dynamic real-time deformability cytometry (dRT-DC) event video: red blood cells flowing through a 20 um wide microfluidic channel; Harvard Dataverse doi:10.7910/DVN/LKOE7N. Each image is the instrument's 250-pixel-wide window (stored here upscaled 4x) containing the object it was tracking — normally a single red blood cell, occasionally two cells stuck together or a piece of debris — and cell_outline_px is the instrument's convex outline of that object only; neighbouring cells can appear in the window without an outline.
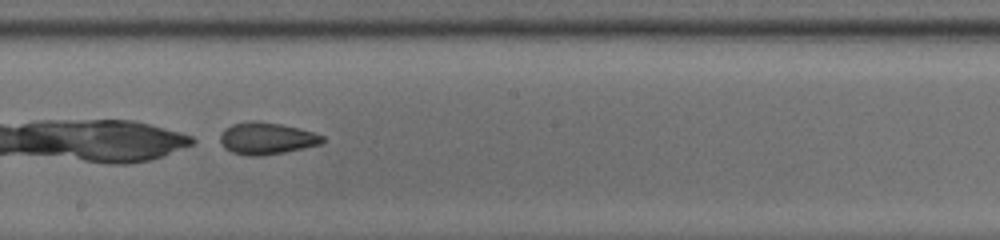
{"species": "common noctule bat (a hibernating species)", "species_latin": "Nyctalus noctula", "temperature_condition": "room temperature", "stored_images_in_passage": 34, "camera_frame_rate_fps": 3000, "um_per_image_px": 0.085, "animal": {"sex": "male", "body_mass_g": 13.0, "forearm_length_mm": 53.1}, "frame": {"image": 1, "passage_image": 15, "time_ms": 4.667, "image_size_px": [1000, 240], "cell_outline_px": [[324, 140], [320, 144], [284, 152], [260, 156], [248, 156], [232, 152], [224, 148], [220, 140], [220, 136], [224, 128], [232, 124], [252, 120], [256, 120], [280, 124], [312, 132], [324, 136]], "centroid_in_image_um": [22.61, 11.76], "position_along_channel_um": 225.6, "area_um2": 18.9}}
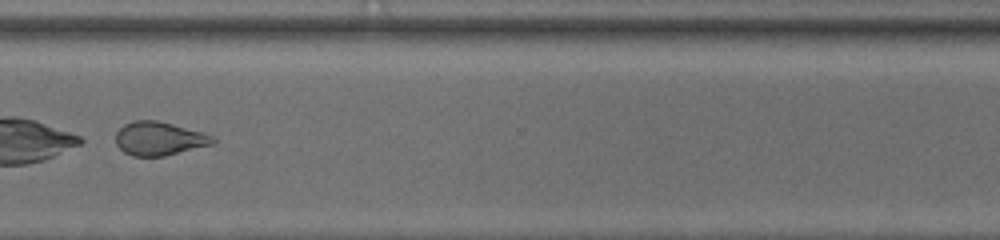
{"frame": {"image": 2, "passage_image": 25, "time_ms": 8.0, "image_size_px": [1000, 240], "cell_outline_px": [[216, 140], [212, 144], [164, 156], [132, 156], [124, 152], [116, 144], [116, 132], [124, 124], [132, 120], [156, 120], [204, 132], [212, 136]], "centroid_in_image_um": [13.51, 11.77], "position_along_channel_um": 357.1, "area_um2": 18.96}, "authors_computed_cell_mechanics": {"area_um2": 19.1318, "velocity_mm_per_s": 3.9591, "shape_relaxation_time_tau1_ms": 0.9233, "shape_relaxation_time_tau2_ms": 2.4353, "deformation_change_tau1": 0.3094, "deformation_change_tau2": 0.0921}}